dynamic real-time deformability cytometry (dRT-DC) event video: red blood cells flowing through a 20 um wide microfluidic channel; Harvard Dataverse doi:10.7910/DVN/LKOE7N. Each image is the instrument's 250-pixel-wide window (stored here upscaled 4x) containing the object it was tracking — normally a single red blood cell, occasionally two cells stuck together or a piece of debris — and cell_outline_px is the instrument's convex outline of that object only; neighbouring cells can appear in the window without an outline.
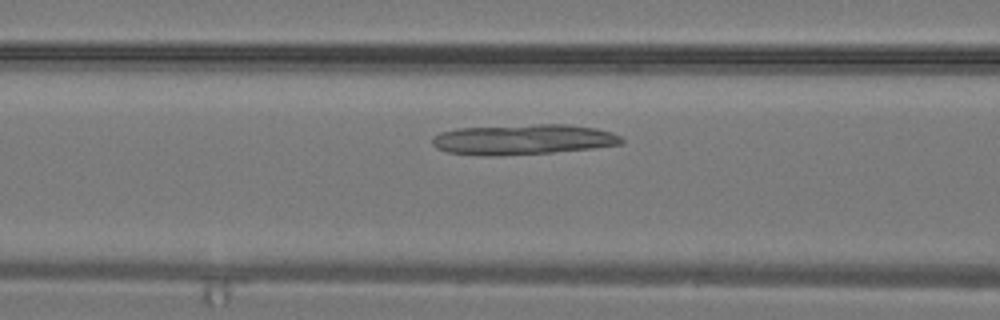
{"species": "common noctule bat (a hibernating species)", "species_latin": "Nyctalus noctula", "temperature_condition": "warm", "stored_images_in_passage": 19, "camera_frame_rate_fps": 3000, "um_per_image_px": 0.085, "animal": {"sex": "male", "body_mass_g": 19.2, "forearm_length_mm": 51.8}, "frame": {"image": 1, "passage_image": 5, "time_ms": 1.333, "image_size_px": [1000, 320], "cell_outline_px": [[624, 144], [592, 148], [552, 152], [500, 156], [484, 156], [448, 152], [436, 148], [432, 144], [432, 136], [440, 132], [456, 128], [536, 124], [568, 124], [596, 128], [612, 132], [620, 136], [624, 140]], "centroid_in_image_um": [44.45, 11.85], "position_along_channel_um": 122.1, "area_um2": 33.76}}
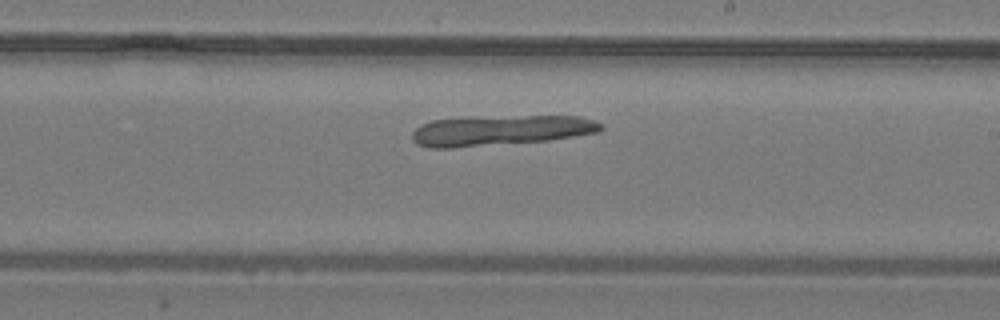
{"frame": {"image": 2, "passage_image": 11, "time_ms": 3.333, "image_size_px": [1000, 320], "cell_outline_px": [[604, 128], [600, 132], [548, 140], [452, 148], [428, 148], [416, 144], [412, 140], [412, 132], [420, 124], [432, 120], [468, 116], [580, 116], [596, 120], [604, 124]], "centroid_in_image_um": [42.53, 11.07], "position_along_channel_um": 246.5, "area_um2": 33.93}}
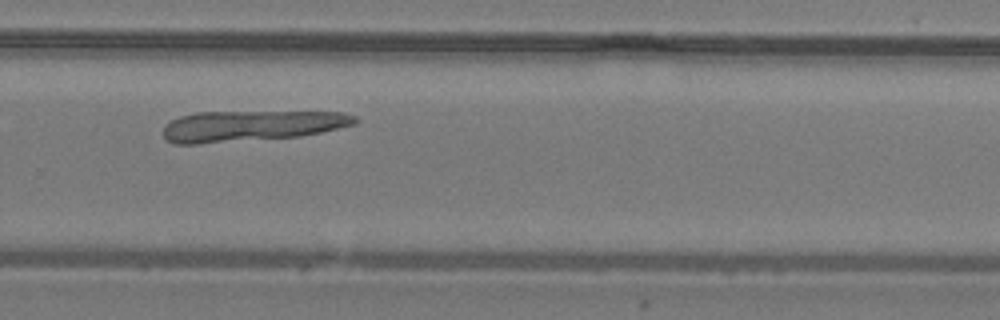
{"frame": {"image": 3, "passage_image": 14, "time_ms": 4.333, "image_size_px": [1000, 320], "cell_outline_px": [[360, 120], [356, 124], [320, 132], [296, 136], [196, 144], [176, 144], [168, 140], [164, 136], [164, 128], [172, 120], [180, 116], [196, 112], [344, 112], [356, 116]], "centroid_in_image_um": [21.37, 10.69], "position_along_channel_um": 308.4, "area_um2": 33.99}}